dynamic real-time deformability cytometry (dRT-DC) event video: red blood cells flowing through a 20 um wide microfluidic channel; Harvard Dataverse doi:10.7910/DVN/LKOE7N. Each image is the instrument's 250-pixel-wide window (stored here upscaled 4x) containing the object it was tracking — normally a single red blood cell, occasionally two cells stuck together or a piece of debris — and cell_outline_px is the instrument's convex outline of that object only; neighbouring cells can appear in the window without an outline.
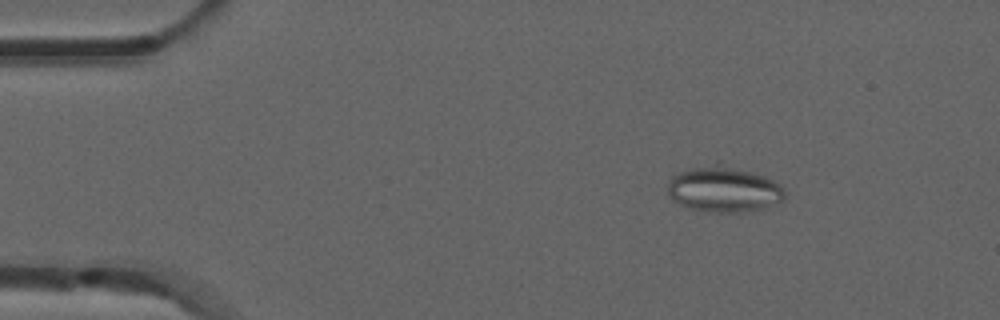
{"species": "common noctule bat (a hibernating species)", "species_latin": "Nyctalus noctula", "temperature_condition": "room temperature", "stored_images_in_passage": 6, "camera_frame_rate_fps": 3000, "um_per_image_px": 0.085, "animal": {"sex": "male", "forearm_length_mm": 52.5}, "frame": {"image": 1, "passage_image": 3, "time_ms": 0.667, "image_size_px": [1000, 320], "cell_outline_px": [[784, 200], [780, 204], [764, 208], [744, 212], [712, 212], [692, 208], [680, 204], [672, 200], [668, 196], [668, 180], [672, 176], [680, 172], [716, 160], [720, 160], [764, 176], [780, 184], [784, 192]], "centroid_in_image_um": [61.53, 16.05], "position_along_channel_um": 23.5, "area_um2": 31.96}}